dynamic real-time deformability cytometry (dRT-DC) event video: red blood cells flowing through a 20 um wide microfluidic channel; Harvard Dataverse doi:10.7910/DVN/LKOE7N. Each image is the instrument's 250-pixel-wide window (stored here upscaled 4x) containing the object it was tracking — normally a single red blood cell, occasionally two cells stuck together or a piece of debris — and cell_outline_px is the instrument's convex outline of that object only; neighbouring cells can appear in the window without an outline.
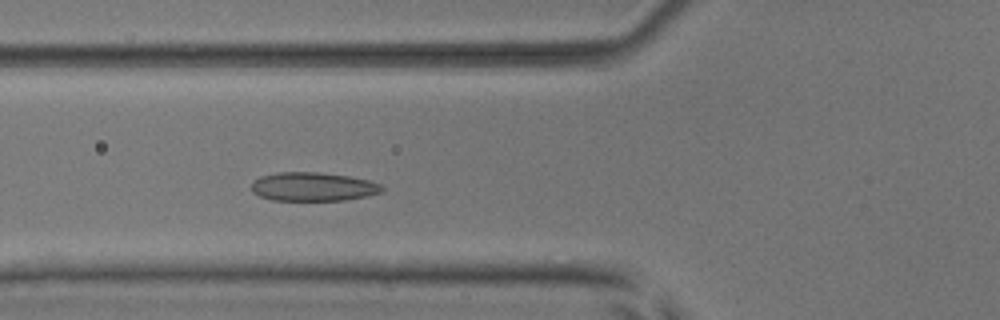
{"species": "common noctule bat (a hibernating species)", "species_latin": "Nyctalus noctula", "temperature_condition": "room temperature", "stored_images_in_passage": 42, "camera_frame_rate_fps": 3000, "um_per_image_px": 0.085, "animal": {"sex": "male", "body_mass_g": 17.9, "forearm_length_mm": 54.2}, "frame": {"image": 1, "passage_image": 15, "time_ms": 4.667, "image_size_px": [1000, 320], "cell_outline_px": [[384, 188], [380, 192], [364, 196], [344, 200], [272, 200], [260, 196], [252, 192], [252, 180], [260, 176], [276, 172], [320, 172], [348, 176], [368, 180], [380, 184]], "centroid_in_image_um": [26.55, 15.86], "position_along_channel_um": 99.2, "area_um2": 21.79}}
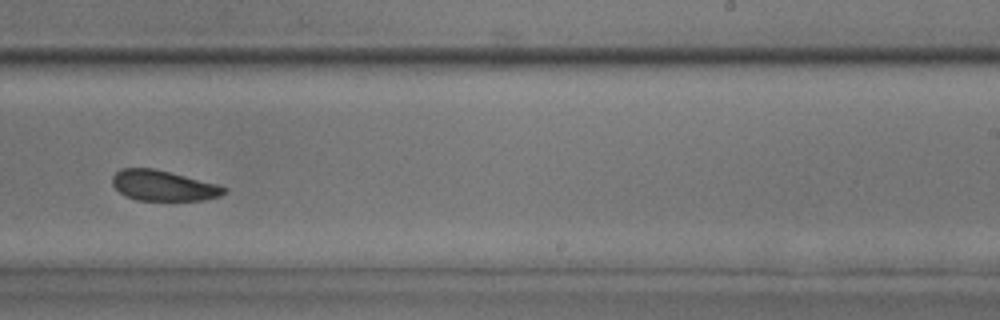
{"frame": {"image": 2, "passage_image": 29, "time_ms": 9.333, "image_size_px": [1000, 320], "cell_outline_px": [[228, 192], [220, 196], [204, 200], [136, 200], [124, 196], [112, 184], [112, 176], [120, 168], [152, 168], [216, 184], [228, 188]], "centroid_in_image_um": [13.86, 15.79], "position_along_channel_um": 275.1, "area_um2": 19.71}}
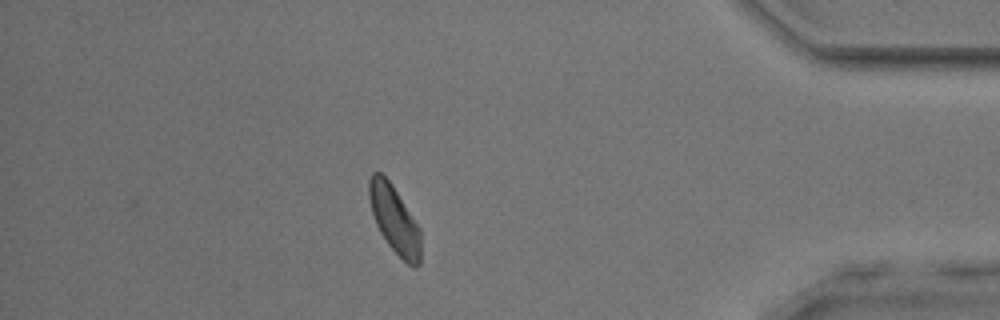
{"frame": {"image": 3, "passage_image": 42, "time_ms": 13.667, "image_size_px": [1000, 320], "cell_outline_px": [[420, 264], [416, 268], [412, 268], [388, 244], [380, 232], [376, 224], [372, 212], [368, 196], [368, 180], [372, 172], [380, 172], [392, 184], [420, 228]], "centroid_in_image_um": [33.52, 18.65], "position_along_channel_um": 401.7, "area_um2": 20.23}, "authors_computed_cell_mechanics": {"area_um2": 21.2415, "velocity_mm_per_s": 3.784, "shape_relaxation_time_tau1_ms": 2.6954, "shape_relaxation_time_tau2_ms": 3.4292, "deformation_change_tau1": 0.0702, "deformation_change_tau2": 0.0692}}